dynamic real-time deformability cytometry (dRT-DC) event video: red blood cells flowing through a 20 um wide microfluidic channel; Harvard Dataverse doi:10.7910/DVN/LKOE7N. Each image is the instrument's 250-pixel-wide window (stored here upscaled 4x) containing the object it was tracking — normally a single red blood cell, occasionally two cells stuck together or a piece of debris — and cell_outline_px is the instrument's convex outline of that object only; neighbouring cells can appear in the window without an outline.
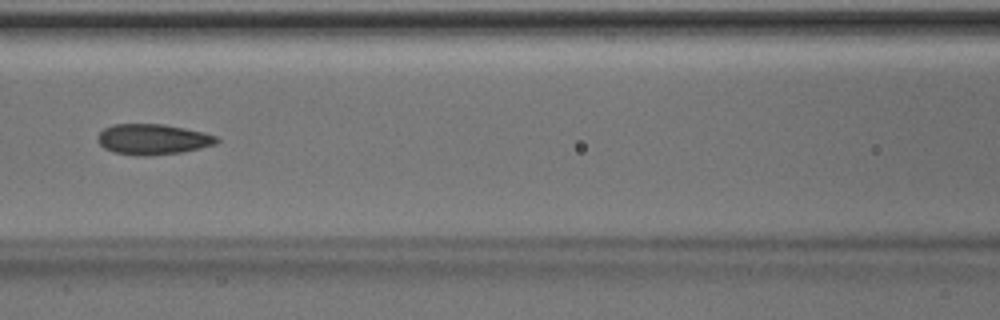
{"species": "Egyptian fruit bat (a non-hibernating species)", "species_latin": "Rousettus aegyptiacus", "temperature_condition": "room temperature", "stored_images_in_passage": 40, "camera_frame_rate_fps": 3000, "um_per_image_px": 0.085, "animal": {"sex": "male"}, "frame": {"image": 1, "passage_image": 16, "time_ms": 5.0, "image_size_px": [1000, 320], "cell_outline_px": [[220, 140], [216, 144], [200, 148], [180, 152], [148, 156], [136, 156], [112, 152], [104, 148], [96, 140], [96, 136], [104, 128], [112, 124], [164, 124], [204, 132], [216, 136]], "centroid_in_image_um": [12.95, 11.84], "position_along_channel_um": 153.6, "area_um2": 21.39}}
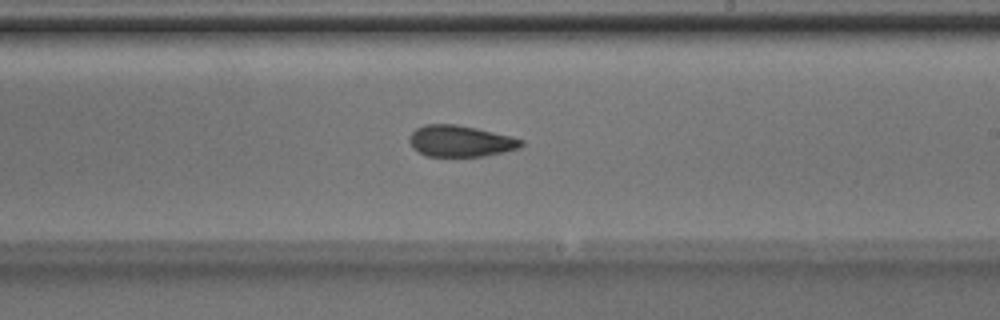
{"frame": {"image": 2, "passage_image": 23, "time_ms": 7.333, "image_size_px": [1000, 320], "cell_outline_px": [[524, 144], [520, 148], [504, 152], [484, 156], [428, 156], [412, 148], [408, 140], [408, 136], [416, 128], [424, 124], [456, 124], [476, 128], [512, 136], [524, 140]], "centroid_in_image_um": [39.14, 11.98], "position_along_channel_um": 249.9, "area_um2": 20.58}}
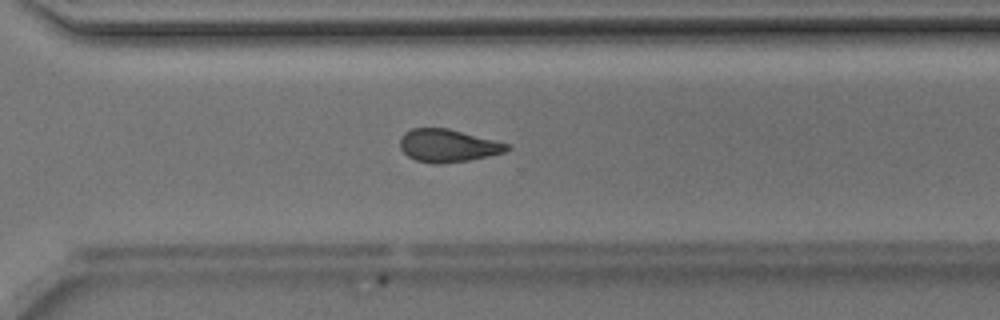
{"frame": {"image": 3, "passage_image": 29, "time_ms": 9.333, "image_size_px": [1000, 320], "cell_outline_px": [[512, 148], [504, 152], [488, 156], [468, 160], [440, 164], [432, 164], [416, 160], [408, 156], [400, 148], [400, 136], [404, 132], [412, 128], [448, 128], [512, 144]], "centroid_in_image_um": [38.09, 12.37], "position_along_channel_um": 332.5, "area_um2": 20.63}}